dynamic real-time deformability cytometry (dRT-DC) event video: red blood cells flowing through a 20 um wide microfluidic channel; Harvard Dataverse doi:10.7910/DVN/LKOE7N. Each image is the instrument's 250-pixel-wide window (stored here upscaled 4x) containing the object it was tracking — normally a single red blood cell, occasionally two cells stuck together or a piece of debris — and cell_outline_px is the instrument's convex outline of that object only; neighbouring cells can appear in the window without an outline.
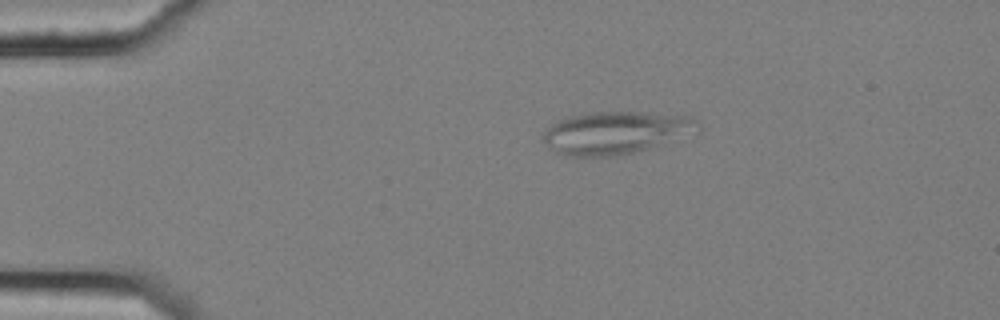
{"species": "common noctule bat (a hibernating species)", "species_latin": "Nyctalus noctula", "temperature_condition": "cold", "stored_images_in_passage": 2, "camera_frame_rate_fps": 3000, "um_per_image_px": 0.085, "animal": {"sex": "female", "body_mass_g": 25.1}, "frame": {"image": 1, "passage_image": 1, "time_ms": 0.0, "image_size_px": [1000, 320], "cell_outline_px": [[700, 128], [664, 144], [632, 152], [612, 156], [564, 156], [556, 152], [540, 140], [544, 132], [552, 124], [568, 116], [588, 112], [640, 112], [692, 116], [700, 120]], "centroid_in_image_um": [52.31, 11.27], "position_along_channel_um": 32.7, "area_um2": 38.32}}